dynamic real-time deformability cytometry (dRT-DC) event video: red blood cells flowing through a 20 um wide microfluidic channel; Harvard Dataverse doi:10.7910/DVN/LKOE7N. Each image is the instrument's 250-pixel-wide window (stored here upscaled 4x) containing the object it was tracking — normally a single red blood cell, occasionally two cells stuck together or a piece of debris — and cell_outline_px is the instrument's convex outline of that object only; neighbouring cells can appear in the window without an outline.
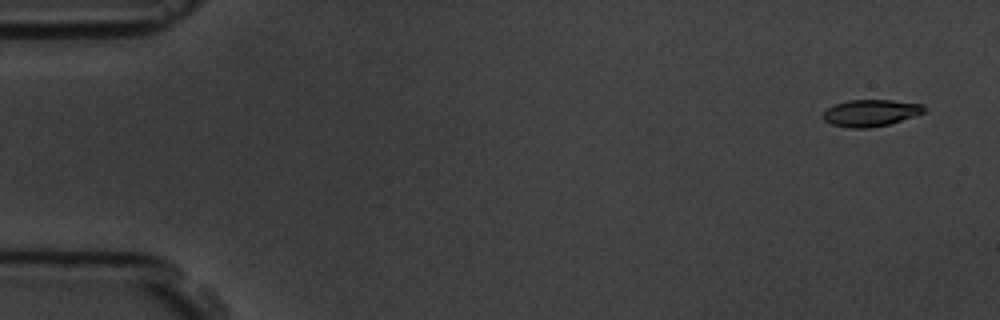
{"species": "common noctule bat (a hibernating species)", "species_latin": "Nyctalus noctula", "temperature_condition": "room temperature", "stored_images_in_passage": 4, "camera_frame_rate_fps": 3000, "um_per_image_px": 0.085, "animal": {"sex": "male", "body_mass_g": 19.5, "forearm_length_mm": 54.6}, "frame": {"image": 1, "passage_image": 1, "time_ms": 0.0, "image_size_px": [1000, 320], "cell_outline_px": [[928, 108], [924, 112], [888, 124], [868, 128], [848, 128], [832, 124], [824, 120], [820, 116], [828, 108], [836, 104], [848, 100], [892, 100], [924, 104]], "centroid_in_image_um": [74.0, 9.59], "position_along_channel_um": 11.0, "area_um2": 15.72}}
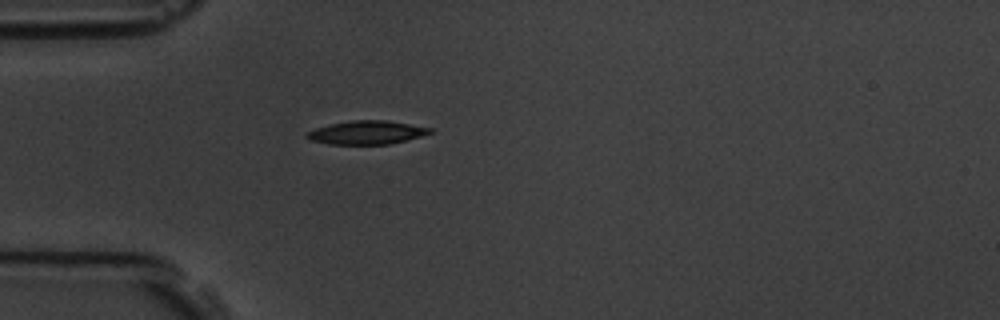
{"frame": {"image": 2, "passage_image": 4, "time_ms": 4.333, "image_size_px": [1000, 320], "cell_outline_px": [[436, 132], [388, 144], [328, 144], [312, 140], [304, 136], [304, 132], [328, 124], [352, 120], [388, 120], [432, 128]], "centroid_in_image_um": [31.15, 11.25], "position_along_channel_um": 53.8, "area_um2": 16.94}}